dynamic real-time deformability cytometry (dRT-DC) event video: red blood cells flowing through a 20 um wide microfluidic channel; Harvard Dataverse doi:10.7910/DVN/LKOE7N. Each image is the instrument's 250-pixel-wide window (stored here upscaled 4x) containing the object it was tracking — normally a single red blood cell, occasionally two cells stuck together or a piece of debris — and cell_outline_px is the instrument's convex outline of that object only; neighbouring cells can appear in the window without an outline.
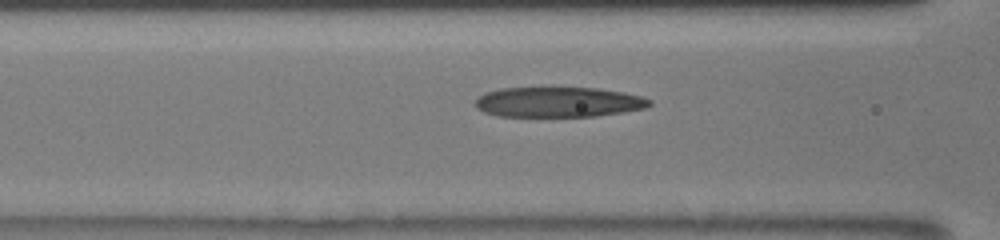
{"species": "human", "species_latin": "Homo sapiens", "temperature_condition": "room temperature", "stored_images_in_passage": 62, "camera_frame_rate_fps": 3000, "um_per_image_px": 0.085, "donor": {"sex": "male"}, "frame": {"image": 1, "passage_image": 31, "time_ms": 4.667, "image_size_px": [1000, 240], "cell_outline_px": [[652, 104], [644, 108], [624, 112], [596, 116], [496, 116], [484, 112], [476, 108], [476, 100], [484, 92], [500, 88], [596, 88], [620, 92], [640, 96], [652, 100]], "centroid_in_image_um": [47.44, 8.68], "position_along_channel_um": 119.2, "area_um2": 30.46}}
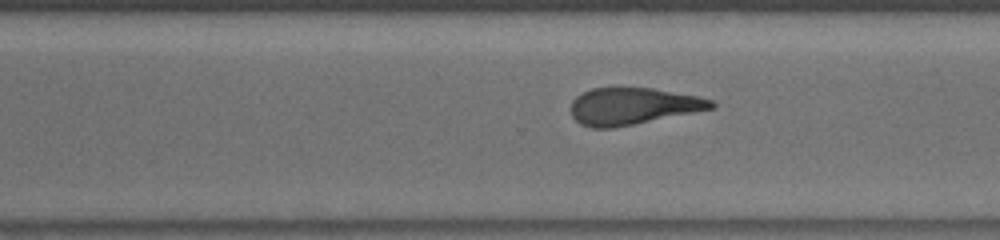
{"frame": {"image": 2, "passage_image": 53, "time_ms": 9.667, "image_size_px": [1000, 240], "cell_outline_px": [[716, 108], [612, 128], [592, 128], [580, 124], [572, 116], [572, 100], [576, 96], [592, 88], [652, 88], [700, 96], [712, 100], [716, 104]], "centroid_in_image_um": [53.82, 9.02], "position_along_channel_um": 316.8, "area_um2": 30.06}}
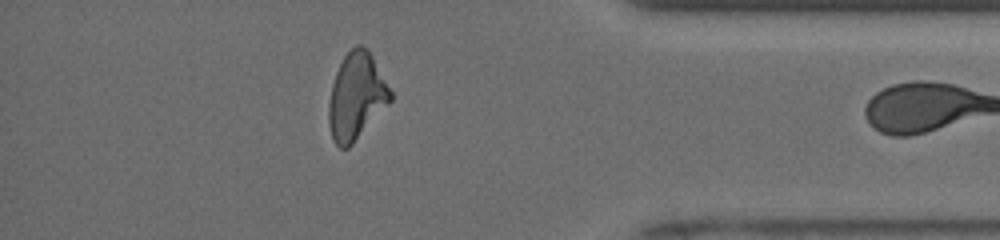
{"frame": {"image": 3, "passage_image": 61, "time_ms": 12.333, "image_size_px": [1000, 240], "cell_outline_px": [[392, 100], [352, 144], [348, 148], [340, 148], [332, 140], [328, 124], [328, 104], [332, 84], [336, 72], [344, 56], [356, 44], [360, 44], [368, 48], [392, 92]], "centroid_in_image_um": [30.27, 8.19], "position_along_channel_um": 404.9, "area_um2": 31.1}}